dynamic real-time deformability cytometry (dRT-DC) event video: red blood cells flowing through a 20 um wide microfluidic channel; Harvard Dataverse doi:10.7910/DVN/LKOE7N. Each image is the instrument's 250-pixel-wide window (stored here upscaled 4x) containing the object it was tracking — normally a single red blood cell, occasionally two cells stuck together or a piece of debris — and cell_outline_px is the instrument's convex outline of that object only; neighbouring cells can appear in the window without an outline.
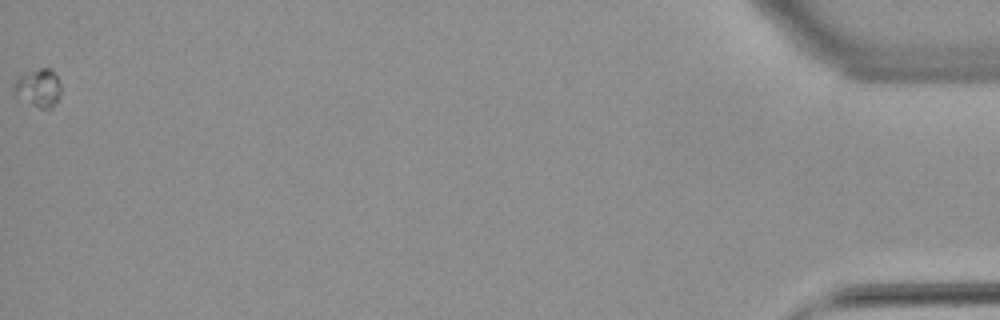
{"species": "common noctule bat (a hibernating species)", "species_latin": "Nyctalus noctula", "temperature_condition": "warm", "stored_images_in_passage": 43, "camera_frame_rate_fps": 3000, "um_per_image_px": 0.085, "animal": {"sex": "female", "body_mass_g": 22.7, "forearm_length_mm": 54.2}, "frame": {"image": 1, "passage_image": 43, "time_ms": 14.0, "image_size_px": [1000, 320], "cell_outline_px": [[60, 96], [48, 108], [40, 108], [16, 96], [12, 88], [12, 84], [16, 76], [24, 72], [40, 68], [52, 68], [60, 84]], "centroid_in_image_um": [3.2, 7.41], "position_along_channel_um": 432.0, "area_um2": 10.46}}